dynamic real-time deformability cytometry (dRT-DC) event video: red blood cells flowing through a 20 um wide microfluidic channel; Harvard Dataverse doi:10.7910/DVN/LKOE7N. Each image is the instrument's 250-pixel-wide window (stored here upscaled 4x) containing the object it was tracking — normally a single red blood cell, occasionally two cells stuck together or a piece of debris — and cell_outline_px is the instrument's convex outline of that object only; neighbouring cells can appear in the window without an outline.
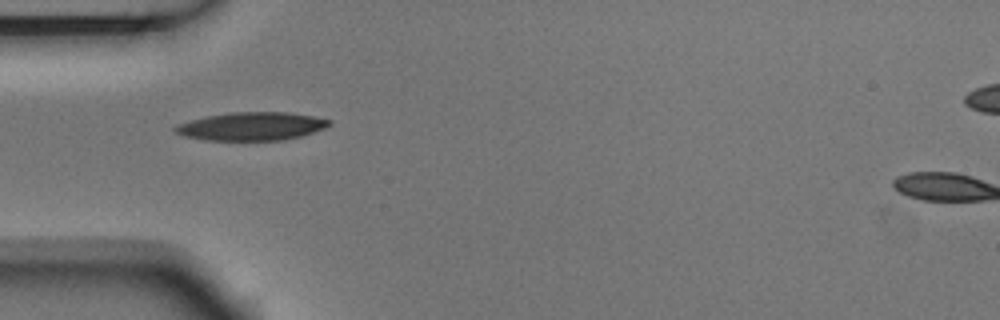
{"species": "Egyptian fruit bat (a non-hibernating species)", "species_latin": "Rousettus aegyptiacus", "temperature_condition": "room temperature", "stored_images_in_passage": 2, "camera_frame_rate_fps": 3000, "um_per_image_px": 0.085, "animal": {"sex": "male"}, "frame": {"image": 1, "passage_image": 1, "time_ms": 0.0, "image_size_px": [1000, 320], "cell_outline_px": [[332, 124], [324, 128], [300, 136], [284, 140], [208, 140], [184, 136], [176, 132], [172, 128], [180, 124], [192, 120], [208, 116], [232, 112], [288, 112], [312, 116], [332, 120]], "centroid_in_image_um": [21.42, 10.73], "position_along_channel_um": 63.6, "area_um2": 25.03}}
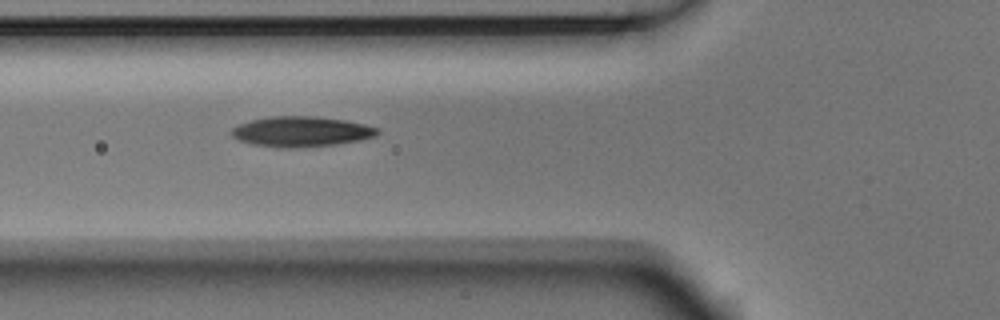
{"frame": {"image": 2, "passage_image": 2, "time_ms": 0.333, "image_size_px": [1000, 320], "cell_outline_px": [[380, 132], [376, 136], [360, 140], [336, 144], [296, 148], [280, 148], [252, 144], [240, 140], [232, 136], [228, 132], [232, 128], [240, 124], [252, 120], [268, 116], [316, 116], [348, 120], [380, 128]], "centroid_in_image_um": [25.62, 11.18], "position_along_channel_um": 100.2, "area_um2": 26.01}}